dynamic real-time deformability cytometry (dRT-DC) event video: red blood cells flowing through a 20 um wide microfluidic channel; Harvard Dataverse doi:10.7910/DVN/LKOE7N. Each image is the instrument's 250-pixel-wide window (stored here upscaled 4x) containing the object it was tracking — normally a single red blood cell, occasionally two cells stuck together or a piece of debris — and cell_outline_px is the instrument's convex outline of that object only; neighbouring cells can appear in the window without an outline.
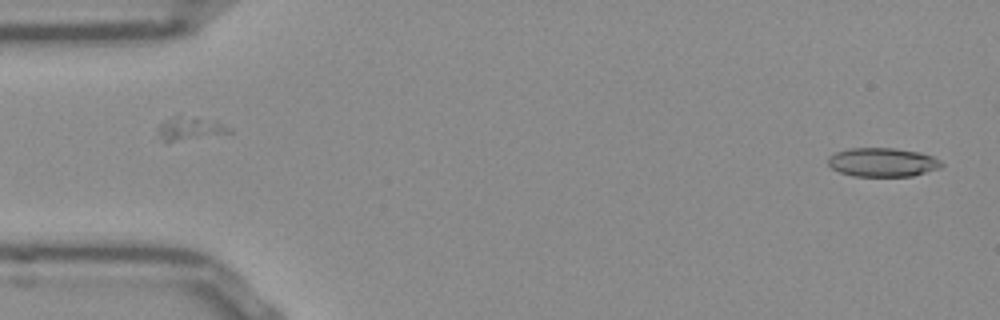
{"species": "Egyptian fruit bat (a non-hibernating species)", "species_latin": "Rousettus aegyptiacus", "temperature_condition": "room temperature", "stored_images_in_passage": 12, "camera_frame_rate_fps": 3000, "um_per_image_px": 0.085, "frame": {"image": 1, "passage_image": 1, "time_ms": 0.0, "image_size_px": [1000, 320], "cell_outline_px": [[944, 164], [940, 168], [912, 176], [852, 176], [840, 172], [832, 168], [828, 164], [828, 156], [836, 152], [852, 148], [896, 148], [920, 152], [932, 156], [940, 160]], "centroid_in_image_um": [75.03, 13.79], "position_along_channel_um": 10.0, "area_um2": 19.13}}
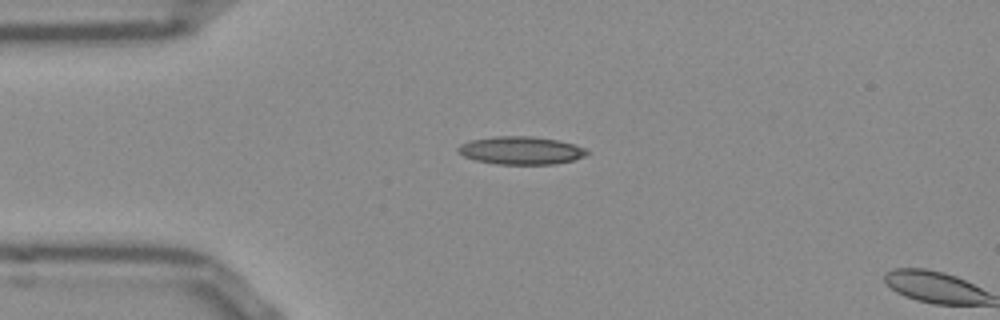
{"frame": {"image": 2, "passage_image": 11, "time_ms": 3.333, "image_size_px": [1000, 320], "cell_outline_px": [[588, 152], [584, 156], [572, 160], [552, 164], [496, 164], [476, 160], [464, 156], [456, 152], [456, 148], [460, 144], [468, 140], [496, 136], [532, 136], [556, 140], [572, 144], [584, 148]], "centroid_in_image_um": [44.2, 12.78], "position_along_channel_um": 40.8, "area_um2": 20.87}}